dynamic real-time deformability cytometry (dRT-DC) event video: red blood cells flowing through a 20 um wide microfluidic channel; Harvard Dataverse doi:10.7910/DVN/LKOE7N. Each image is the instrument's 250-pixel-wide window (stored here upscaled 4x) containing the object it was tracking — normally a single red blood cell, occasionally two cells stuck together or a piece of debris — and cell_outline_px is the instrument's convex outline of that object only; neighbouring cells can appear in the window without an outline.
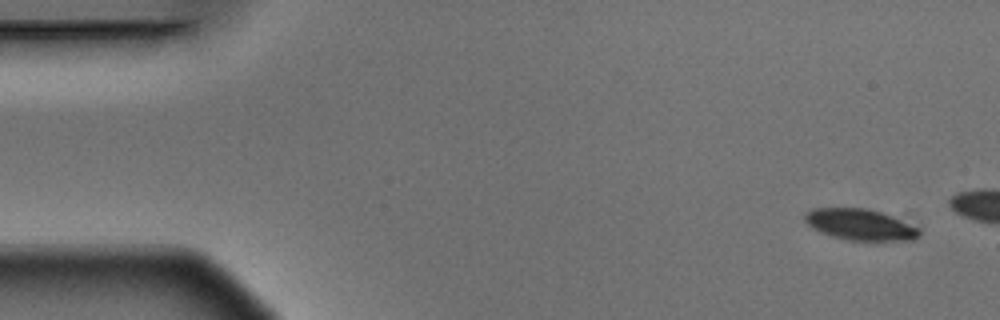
{"species": "Egyptian fruit bat (a non-hibernating species)", "species_latin": "Rousettus aegyptiacus", "temperature_condition": "warm", "stored_images_in_passage": 3, "camera_frame_rate_fps": 3000, "um_per_image_px": 0.085, "animal": {"sex": "male"}, "frame": {"image": 1, "passage_image": 1, "time_ms": 0.0, "image_size_px": [1000, 320], "cell_outline_px": [[920, 232], [912, 240], [848, 240], [832, 236], [820, 232], [812, 228], [804, 220], [804, 212], [812, 208], [868, 208], [892, 216], [916, 228]], "centroid_in_image_um": [73.01, 19.07], "position_along_channel_um": 12.0, "area_um2": 20.46}}